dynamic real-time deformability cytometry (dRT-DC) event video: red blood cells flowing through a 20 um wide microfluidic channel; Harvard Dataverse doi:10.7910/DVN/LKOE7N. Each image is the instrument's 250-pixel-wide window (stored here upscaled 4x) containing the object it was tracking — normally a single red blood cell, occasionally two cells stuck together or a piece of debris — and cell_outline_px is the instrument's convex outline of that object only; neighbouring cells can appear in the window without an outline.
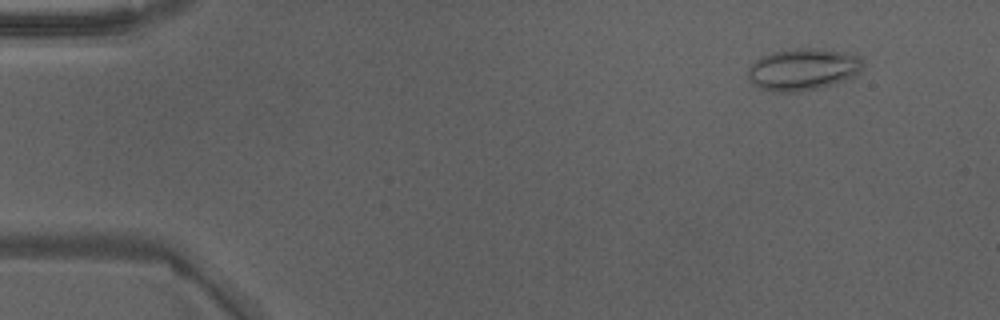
{"species": "Egyptian fruit bat (a non-hibernating species)", "species_latin": "Rousettus aegyptiacus", "temperature_condition": "warm", "stored_images_in_passage": 49, "camera_frame_rate_fps": 3000, "um_per_image_px": 0.085, "animal": {"sex": "male"}, "frame": {"image": 1, "passage_image": 5, "time_ms": 1.333, "image_size_px": [1000, 320], "cell_outline_px": [[864, 68], [852, 80], [800, 92], [772, 92], [760, 88], [752, 84], [748, 80], [748, 68], [756, 60], [772, 52], [792, 48], [824, 48], [848, 52], [860, 56], [864, 60]], "centroid_in_image_um": [68.33, 5.9], "position_along_channel_um": 16.7, "area_um2": 28.96}}
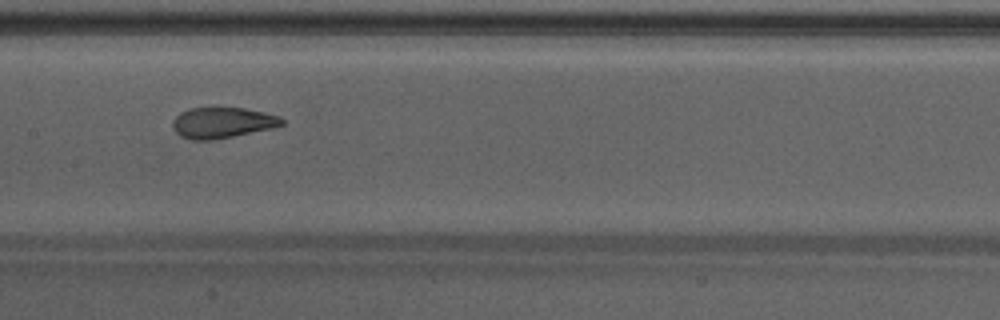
{"frame": {"image": 2, "passage_image": 25, "time_ms": 8.0, "image_size_px": [1000, 320], "cell_outline_px": [[284, 124], [272, 128], [212, 140], [192, 140], [180, 136], [172, 128], [172, 120], [180, 112], [188, 108], [244, 108], [264, 112], [280, 116], [284, 120]], "centroid_in_image_um": [18.87, 10.42], "position_along_channel_um": 188.5, "area_um2": 19.59}}
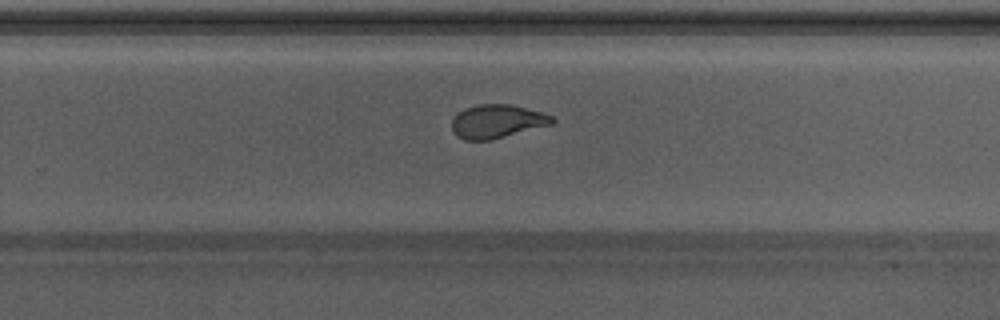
{"frame": {"image": 3, "passage_image": 32, "time_ms": 10.333, "image_size_px": [1000, 320], "cell_outline_px": [[556, 120], [552, 124], [492, 140], [464, 140], [456, 136], [452, 128], [452, 120], [464, 108], [480, 104], [512, 104], [540, 112], [552, 116]], "centroid_in_image_um": [42.25, 10.32], "position_along_channel_um": 287.6, "area_um2": 19.54}, "authors_computed_cell_mechanics": {"area_um2": 22.0218, "velocity_mm_per_s": 4.2688, "shape_relaxation_time_tau1_ms": 4.9052, "shape_relaxation_time_tau2_ms": 0.8008, "deformation_change_tau1": 0.1733, "deformation_change_tau2": 0.0604}}